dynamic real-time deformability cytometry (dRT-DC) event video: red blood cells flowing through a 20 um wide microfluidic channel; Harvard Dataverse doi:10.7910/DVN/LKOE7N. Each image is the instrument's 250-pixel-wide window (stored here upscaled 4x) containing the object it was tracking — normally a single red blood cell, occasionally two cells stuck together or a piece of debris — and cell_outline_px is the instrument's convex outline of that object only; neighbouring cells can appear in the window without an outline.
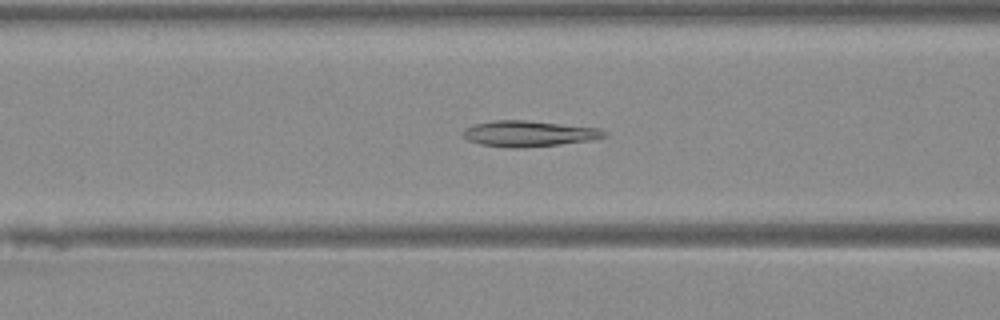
{"species": "Egyptian fruit bat (a non-hibernating species)", "species_latin": "Rousettus aegyptiacus", "temperature_condition": "warm", "stored_images_in_passage": 39, "camera_frame_rate_fps": 3000, "um_per_image_px": 0.085, "animal": {"sex": "female"}, "frame": {"image": 1, "passage_image": 11, "time_ms": 3.333, "image_size_px": [1000, 320], "cell_outline_px": [[608, 136], [592, 140], [560, 144], [520, 148], [508, 148], [480, 144], [468, 140], [464, 136], [464, 128], [476, 124], [492, 120], [524, 120], [600, 128], [608, 132]], "centroid_in_image_um": [44.98, 11.36], "position_along_channel_um": 121.6, "area_um2": 21.27}}
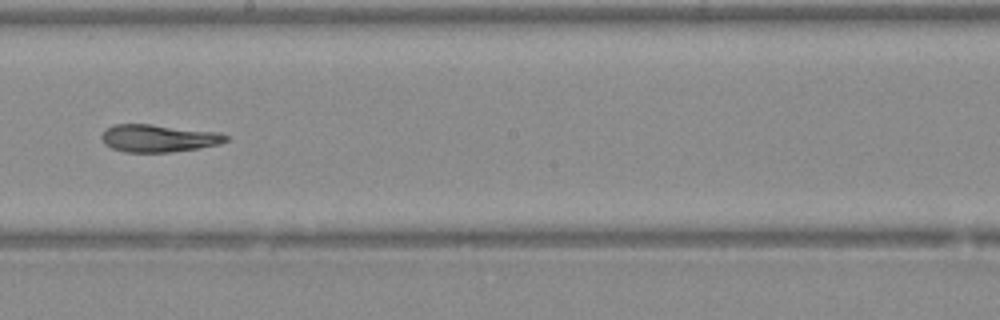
{"frame": {"image": 2, "passage_image": 19, "time_ms": 6.0, "image_size_px": [1000, 320], "cell_outline_px": [[228, 140], [220, 144], [200, 148], [172, 152], [124, 152], [112, 148], [104, 144], [100, 136], [108, 128], [116, 124], [152, 124], [220, 132], [228, 136]], "centroid_in_image_um": [13.5, 11.75], "position_along_channel_um": 234.7, "area_um2": 20.06}}
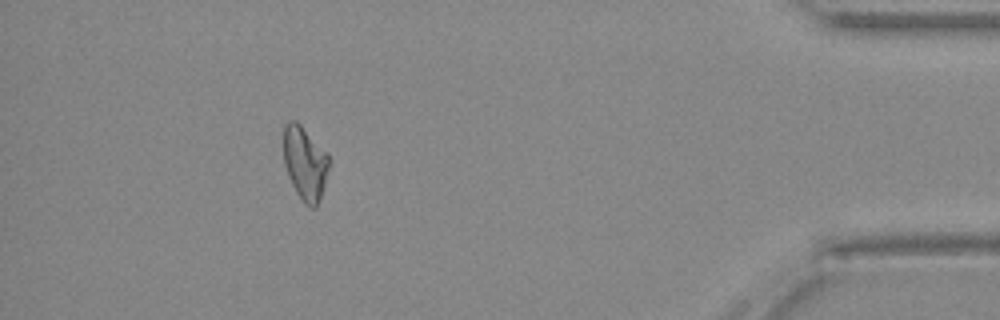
{"frame": {"image": 3, "passage_image": 35, "time_ms": 11.333, "image_size_px": [1000, 320], "cell_outline_px": [[328, 168], [320, 200], [316, 208], [312, 208], [304, 204], [296, 192], [288, 176], [284, 164], [284, 124], [288, 120], [296, 120], [328, 152]], "centroid_in_image_um": [25.91, 13.86], "position_along_channel_um": 409.3, "area_um2": 19.54}}